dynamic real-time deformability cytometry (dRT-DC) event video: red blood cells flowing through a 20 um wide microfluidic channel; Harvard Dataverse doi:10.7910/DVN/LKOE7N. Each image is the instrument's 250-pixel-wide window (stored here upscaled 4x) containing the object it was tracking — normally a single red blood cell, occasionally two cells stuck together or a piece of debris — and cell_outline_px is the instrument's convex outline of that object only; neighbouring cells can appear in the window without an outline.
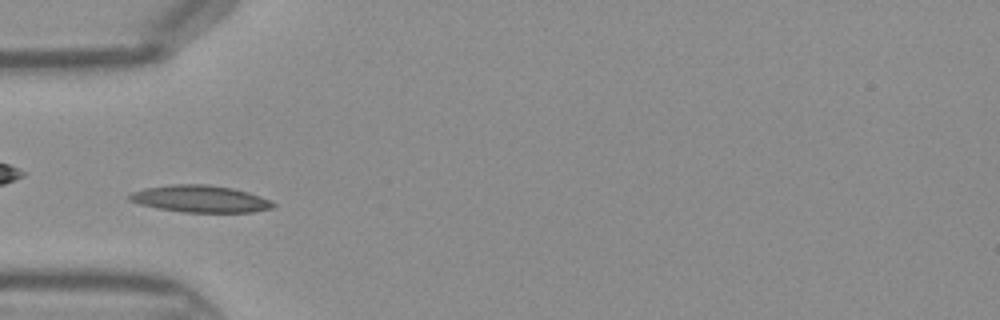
{"species": "Egyptian fruit bat (a non-hibernating species)", "species_latin": "Rousettus aegyptiacus", "temperature_condition": "warm", "stored_images_in_passage": 44, "camera_frame_rate_fps": 3000, "um_per_image_px": 0.085, "frame": {"image": 1, "passage_image": 15, "time_ms": 4.667, "image_size_px": [1000, 320], "cell_outline_px": [[276, 204], [272, 208], [252, 212], [184, 212], [160, 208], [140, 204], [128, 200], [128, 196], [132, 192], [144, 188], [172, 184], [208, 184], [232, 188], [248, 192], [260, 196]], "centroid_in_image_um": [17.01, 16.89], "position_along_channel_um": 68.0, "area_um2": 22.43}}
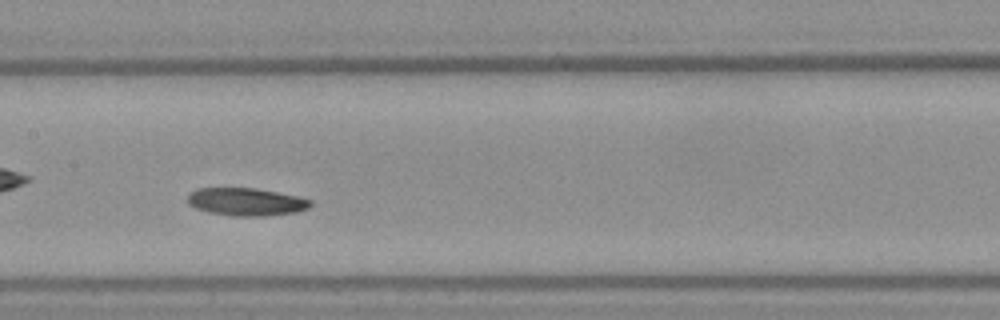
{"frame": {"image": 2, "passage_image": 23, "time_ms": 7.333, "image_size_px": [1000, 320], "cell_outline_px": [[312, 204], [308, 208], [296, 212], [264, 216], [232, 216], [212, 212], [196, 208], [188, 204], [188, 196], [196, 188], [256, 188], [300, 196], [312, 200]], "centroid_in_image_um": [20.97, 17.15], "position_along_channel_um": 186.4, "area_um2": 19.88}}
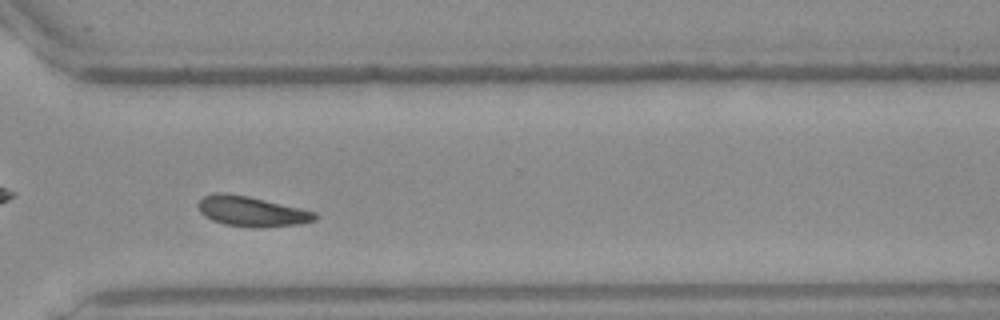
{"frame": {"image": 3, "passage_image": 34, "time_ms": 11.0, "image_size_px": [1000, 320], "cell_outline_px": [[320, 216], [316, 220], [300, 224], [260, 228], [256, 228], [224, 224], [212, 220], [204, 216], [200, 212], [196, 204], [204, 196], [216, 192], [224, 192], [248, 196], [300, 208], [316, 212]], "centroid_in_image_um": [21.39, 17.97], "position_along_channel_um": 349.2, "area_um2": 20.69}}